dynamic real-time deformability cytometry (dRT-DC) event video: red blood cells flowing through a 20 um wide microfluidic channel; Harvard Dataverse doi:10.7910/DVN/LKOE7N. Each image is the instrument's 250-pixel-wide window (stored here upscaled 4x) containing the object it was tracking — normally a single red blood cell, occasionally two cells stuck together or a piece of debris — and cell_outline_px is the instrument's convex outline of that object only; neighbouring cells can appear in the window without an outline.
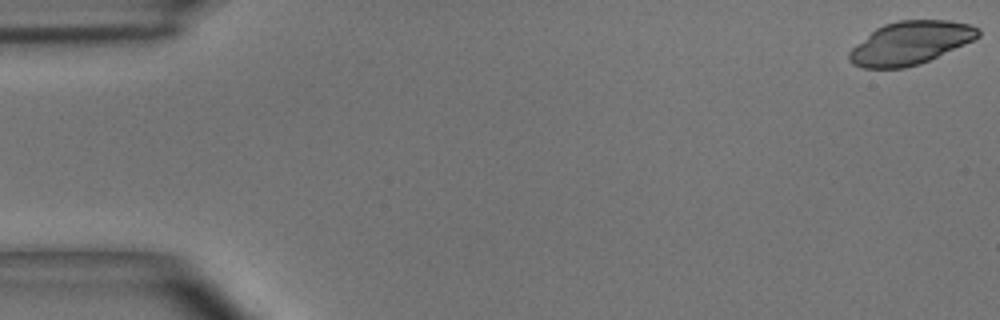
{"species": "common noctule bat (a hibernating species)", "species_latin": "Nyctalus noctula", "temperature_condition": "room temperature", "stored_images_in_passage": 50, "camera_frame_rate_fps": 3000, "um_per_image_px": 0.085, "animal": {"sex": "male", "body_mass_g": 15.6}, "frame": {"image": 1, "passage_image": 1, "time_ms": 0.0, "image_size_px": [1000, 320], "cell_outline_px": [[980, 36], [964, 44], [920, 64], [904, 68], [864, 68], [852, 64], [848, 60], [848, 52], [856, 44], [876, 28], [884, 24], [900, 20], [948, 20], [968, 24], [980, 28]], "centroid_in_image_um": [77.35, 3.65], "position_along_channel_um": 7.6, "area_um2": 32.19}}